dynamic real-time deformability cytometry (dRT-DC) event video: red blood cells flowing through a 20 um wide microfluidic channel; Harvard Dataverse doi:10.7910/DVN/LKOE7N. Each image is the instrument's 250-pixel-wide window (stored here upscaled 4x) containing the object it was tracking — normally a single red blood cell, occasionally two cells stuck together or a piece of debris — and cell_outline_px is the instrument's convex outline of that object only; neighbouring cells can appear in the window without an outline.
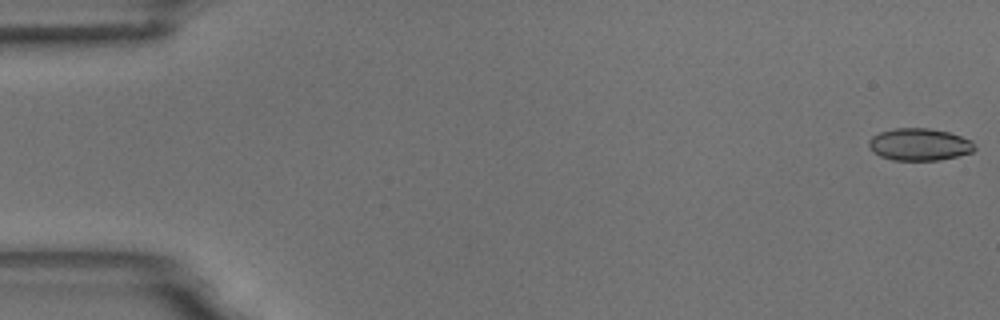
{"species": "common noctule bat (a hibernating species)", "species_latin": "Nyctalus noctula", "temperature_condition": "room temperature", "stored_images_in_passage": 55, "camera_frame_rate_fps": 3000, "um_per_image_px": 0.085, "animal": {"sex": "male", "body_mass_g": 18.8}, "frame": {"image": 1, "passage_image": 1, "time_ms": 0.0, "image_size_px": [1000, 320], "cell_outline_px": [[976, 148], [972, 152], [940, 160], [892, 160], [880, 156], [872, 152], [868, 148], [868, 140], [872, 136], [880, 132], [896, 128], [928, 128], [948, 132], [972, 140]], "centroid_in_image_um": [78.12, 12.28], "position_along_channel_um": 6.9, "area_um2": 19.94}}
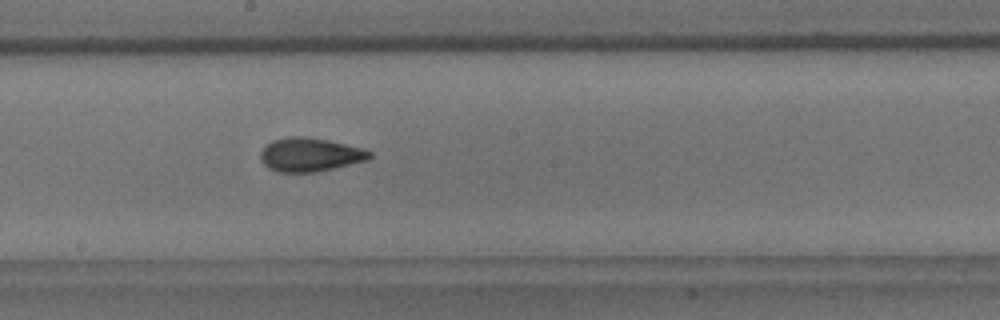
{"frame": {"image": 2, "passage_image": 30, "time_ms": 9.667, "image_size_px": [1000, 320], "cell_outline_px": [[372, 156], [368, 160], [316, 172], [276, 172], [268, 168], [260, 160], [260, 152], [272, 140], [288, 136], [304, 136], [328, 140], [360, 148], [372, 152]], "centroid_in_image_um": [26.32, 13.15], "position_along_channel_um": 221.9, "area_um2": 21.39}}
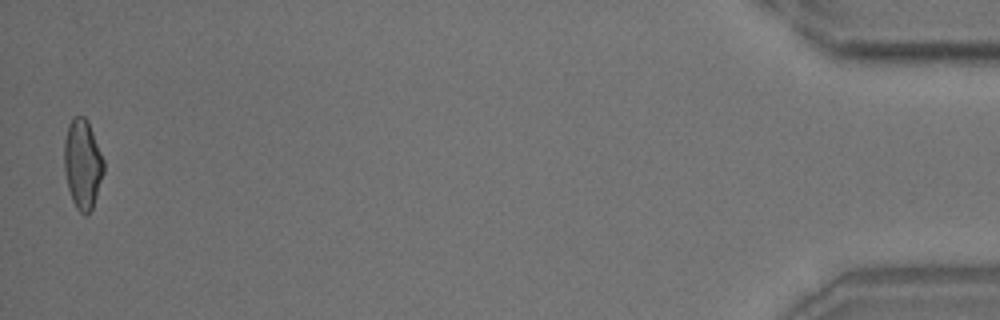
{"frame": {"image": 3, "passage_image": 54, "time_ms": 17.667, "image_size_px": [1000, 320], "cell_outline_px": [[104, 172], [92, 208], [88, 216], [84, 216], [76, 208], [72, 200], [68, 188], [64, 172], [64, 140], [68, 124], [72, 116], [84, 116], [88, 120], [104, 160]], "centroid_in_image_um": [7.01, 13.94], "position_along_channel_um": 428.2, "area_um2": 20.87}, "authors_computed_cell_mechanics": {"area_um2": 20.4612, "velocity_mm_per_s": 3.7231, "shape_relaxation_time_tau1_ms": 9.0498, "shape_relaxation_time_tau2_ms": 2.316, "deformation_change_tau1": 0.1949, "deformation_change_tau2": 0.0746}}